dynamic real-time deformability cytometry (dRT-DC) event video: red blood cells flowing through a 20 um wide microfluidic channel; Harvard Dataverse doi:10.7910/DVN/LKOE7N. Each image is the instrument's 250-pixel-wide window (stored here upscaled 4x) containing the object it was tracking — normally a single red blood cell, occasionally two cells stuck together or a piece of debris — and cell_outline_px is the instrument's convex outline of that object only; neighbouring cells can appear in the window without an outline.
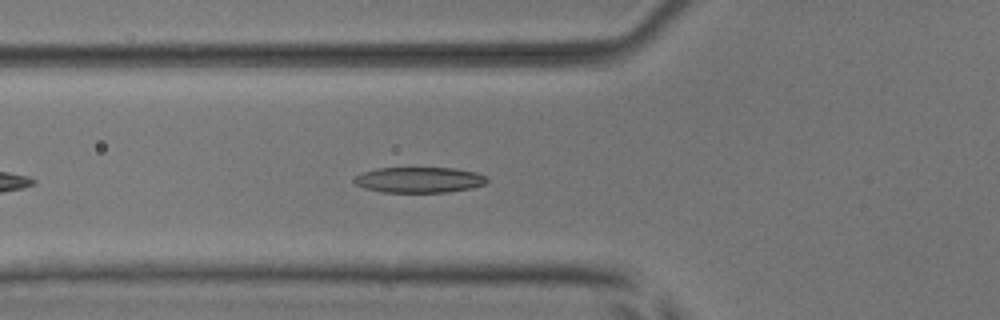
{"species": "common noctule bat (a hibernating species)", "species_latin": "Nyctalus noctula", "temperature_condition": "room temperature", "stored_images_in_passage": 31, "camera_frame_rate_fps": 3000, "um_per_image_px": 0.085, "animal": {"sex": "male", "body_mass_g": 17.9, "forearm_length_mm": 54.2}, "frame": {"image": 1, "passage_image": 3, "time_ms": 0.667, "image_size_px": [1000, 320], "cell_outline_px": [[488, 180], [484, 184], [472, 188], [448, 192], [380, 192], [364, 188], [356, 184], [352, 180], [360, 172], [376, 168], [456, 168], [476, 172], [484, 176]], "centroid_in_image_um": [35.59, 15.28], "position_along_channel_um": 90.2, "area_um2": 19.94}}
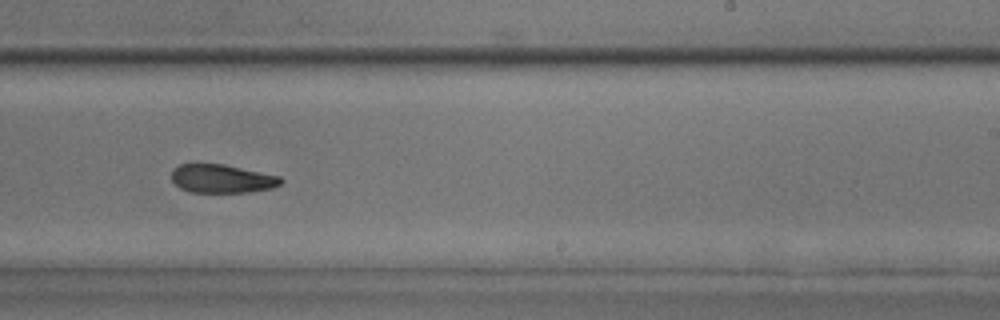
{"frame": {"image": 2, "passage_image": 17, "time_ms": 5.333, "image_size_px": [1000, 320], "cell_outline_px": [[284, 180], [280, 184], [272, 188], [248, 192], [188, 192], [180, 188], [172, 180], [172, 168], [180, 164], [224, 164], [280, 176]], "centroid_in_image_um": [18.86, 15.19], "position_along_channel_um": 270.1, "area_um2": 18.15}}
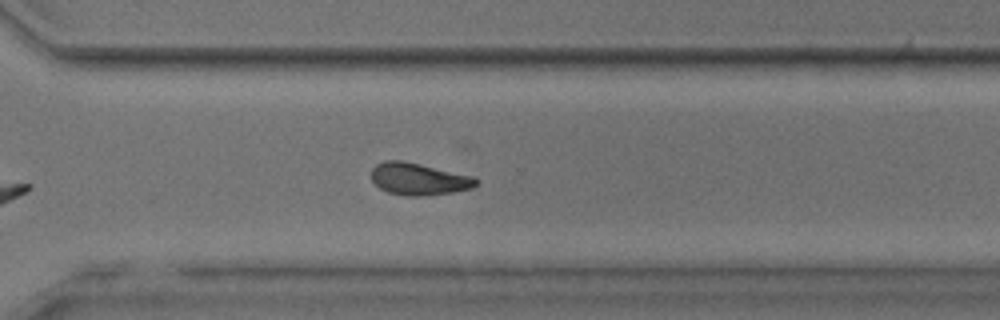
{"frame": {"image": 3, "passage_image": 22, "time_ms": 7.0, "image_size_px": [1000, 320], "cell_outline_px": [[480, 180], [472, 188], [456, 192], [424, 196], [404, 196], [388, 192], [380, 188], [372, 180], [372, 168], [376, 164], [384, 160], [404, 160], [476, 176]], "centroid_in_image_um": [35.64, 15.21], "position_along_channel_um": 335.0, "area_um2": 20.0}, "authors_computed_cell_mechanics": {"area_um2": 19.4786, "velocity_mm_per_s": 3.8745, "shape_relaxation_time_tau1_ms": 6.5487, "shape_relaxation_time_tau2_ms": 4.1312, "deformation_change_tau1": 0.194, "deformation_change_tau2": 0.117}}